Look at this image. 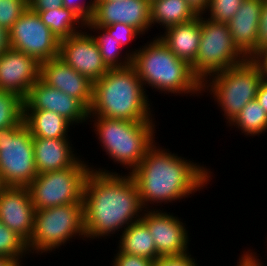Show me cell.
Listing matches in <instances>:
<instances>
[{"mask_svg": "<svg viewBox=\"0 0 267 266\" xmlns=\"http://www.w3.org/2000/svg\"><path fill=\"white\" fill-rule=\"evenodd\" d=\"M0 266H21L17 261L0 256Z\"/></svg>", "mask_w": 267, "mask_h": 266, "instance_id": "cell-43", "label": "cell"}, {"mask_svg": "<svg viewBox=\"0 0 267 266\" xmlns=\"http://www.w3.org/2000/svg\"><path fill=\"white\" fill-rule=\"evenodd\" d=\"M85 28L97 43L102 60L108 69L124 68L132 64V56L103 27L85 26Z\"/></svg>", "mask_w": 267, "mask_h": 266, "instance_id": "cell-25", "label": "cell"}, {"mask_svg": "<svg viewBox=\"0 0 267 266\" xmlns=\"http://www.w3.org/2000/svg\"><path fill=\"white\" fill-rule=\"evenodd\" d=\"M262 81L260 67L248 58L207 77L202 82V94L207 93L210 99L213 98L228 125L248 102L256 99Z\"/></svg>", "mask_w": 267, "mask_h": 266, "instance_id": "cell-6", "label": "cell"}, {"mask_svg": "<svg viewBox=\"0 0 267 266\" xmlns=\"http://www.w3.org/2000/svg\"><path fill=\"white\" fill-rule=\"evenodd\" d=\"M150 22L152 28L159 27L163 32L169 27L194 20L198 15L186 0H155L151 2Z\"/></svg>", "mask_w": 267, "mask_h": 266, "instance_id": "cell-24", "label": "cell"}, {"mask_svg": "<svg viewBox=\"0 0 267 266\" xmlns=\"http://www.w3.org/2000/svg\"><path fill=\"white\" fill-rule=\"evenodd\" d=\"M71 139L33 138L34 158L38 174L72 167L81 159L83 155L77 153Z\"/></svg>", "mask_w": 267, "mask_h": 266, "instance_id": "cell-20", "label": "cell"}, {"mask_svg": "<svg viewBox=\"0 0 267 266\" xmlns=\"http://www.w3.org/2000/svg\"><path fill=\"white\" fill-rule=\"evenodd\" d=\"M236 128L239 133L247 137L265 136L267 132V113L255 100L248 102L245 107L235 116V118L227 125ZM241 131V132H240ZM261 134V135H260Z\"/></svg>", "mask_w": 267, "mask_h": 266, "instance_id": "cell-27", "label": "cell"}, {"mask_svg": "<svg viewBox=\"0 0 267 266\" xmlns=\"http://www.w3.org/2000/svg\"><path fill=\"white\" fill-rule=\"evenodd\" d=\"M27 8V0H0V27L9 31Z\"/></svg>", "mask_w": 267, "mask_h": 266, "instance_id": "cell-32", "label": "cell"}, {"mask_svg": "<svg viewBox=\"0 0 267 266\" xmlns=\"http://www.w3.org/2000/svg\"><path fill=\"white\" fill-rule=\"evenodd\" d=\"M35 212L28 187H5L0 192V221L26 243L31 239Z\"/></svg>", "mask_w": 267, "mask_h": 266, "instance_id": "cell-17", "label": "cell"}, {"mask_svg": "<svg viewBox=\"0 0 267 266\" xmlns=\"http://www.w3.org/2000/svg\"><path fill=\"white\" fill-rule=\"evenodd\" d=\"M27 2L28 8L37 13L63 7V0H27Z\"/></svg>", "mask_w": 267, "mask_h": 266, "instance_id": "cell-36", "label": "cell"}, {"mask_svg": "<svg viewBox=\"0 0 267 266\" xmlns=\"http://www.w3.org/2000/svg\"><path fill=\"white\" fill-rule=\"evenodd\" d=\"M90 168L83 192L86 242L112 236L114 239V235L118 238L130 224L140 220L146 210L138 188L130 174L97 167V164Z\"/></svg>", "mask_w": 267, "mask_h": 266, "instance_id": "cell-1", "label": "cell"}, {"mask_svg": "<svg viewBox=\"0 0 267 266\" xmlns=\"http://www.w3.org/2000/svg\"><path fill=\"white\" fill-rule=\"evenodd\" d=\"M247 250V251H246ZM243 252V253H242ZM236 266H262V262L248 248L241 251Z\"/></svg>", "mask_w": 267, "mask_h": 266, "instance_id": "cell-38", "label": "cell"}, {"mask_svg": "<svg viewBox=\"0 0 267 266\" xmlns=\"http://www.w3.org/2000/svg\"><path fill=\"white\" fill-rule=\"evenodd\" d=\"M58 57L92 82L99 80L109 70L102 60L97 43L86 28L60 40Z\"/></svg>", "mask_w": 267, "mask_h": 266, "instance_id": "cell-14", "label": "cell"}, {"mask_svg": "<svg viewBox=\"0 0 267 266\" xmlns=\"http://www.w3.org/2000/svg\"><path fill=\"white\" fill-rule=\"evenodd\" d=\"M256 101L267 113V81L263 80L259 86L258 93L256 95Z\"/></svg>", "mask_w": 267, "mask_h": 266, "instance_id": "cell-41", "label": "cell"}, {"mask_svg": "<svg viewBox=\"0 0 267 266\" xmlns=\"http://www.w3.org/2000/svg\"><path fill=\"white\" fill-rule=\"evenodd\" d=\"M8 32L10 48L34 57L39 63L59 56L60 39L30 8L22 13Z\"/></svg>", "mask_w": 267, "mask_h": 266, "instance_id": "cell-11", "label": "cell"}, {"mask_svg": "<svg viewBox=\"0 0 267 266\" xmlns=\"http://www.w3.org/2000/svg\"><path fill=\"white\" fill-rule=\"evenodd\" d=\"M95 0H63V7L72 10L85 23L89 22L95 10Z\"/></svg>", "mask_w": 267, "mask_h": 266, "instance_id": "cell-34", "label": "cell"}, {"mask_svg": "<svg viewBox=\"0 0 267 266\" xmlns=\"http://www.w3.org/2000/svg\"><path fill=\"white\" fill-rule=\"evenodd\" d=\"M267 46V0H264L258 30V51Z\"/></svg>", "mask_w": 267, "mask_h": 266, "instance_id": "cell-37", "label": "cell"}, {"mask_svg": "<svg viewBox=\"0 0 267 266\" xmlns=\"http://www.w3.org/2000/svg\"><path fill=\"white\" fill-rule=\"evenodd\" d=\"M141 220L147 225L160 256L189 252L191 236L186 221L164 210H145Z\"/></svg>", "mask_w": 267, "mask_h": 266, "instance_id": "cell-12", "label": "cell"}, {"mask_svg": "<svg viewBox=\"0 0 267 266\" xmlns=\"http://www.w3.org/2000/svg\"><path fill=\"white\" fill-rule=\"evenodd\" d=\"M149 96L132 65L109 69L103 77L93 82L89 116L156 121Z\"/></svg>", "mask_w": 267, "mask_h": 266, "instance_id": "cell-3", "label": "cell"}, {"mask_svg": "<svg viewBox=\"0 0 267 266\" xmlns=\"http://www.w3.org/2000/svg\"><path fill=\"white\" fill-rule=\"evenodd\" d=\"M264 0H244L227 23L234 44L247 57L258 52V30Z\"/></svg>", "mask_w": 267, "mask_h": 266, "instance_id": "cell-19", "label": "cell"}, {"mask_svg": "<svg viewBox=\"0 0 267 266\" xmlns=\"http://www.w3.org/2000/svg\"><path fill=\"white\" fill-rule=\"evenodd\" d=\"M40 79L48 86L80 100L88 109L92 103L93 82L59 57L40 63Z\"/></svg>", "mask_w": 267, "mask_h": 266, "instance_id": "cell-18", "label": "cell"}, {"mask_svg": "<svg viewBox=\"0 0 267 266\" xmlns=\"http://www.w3.org/2000/svg\"><path fill=\"white\" fill-rule=\"evenodd\" d=\"M247 59L234 44L227 23L211 21L201 15V41L195 61L191 64L193 73L201 82Z\"/></svg>", "mask_w": 267, "mask_h": 266, "instance_id": "cell-9", "label": "cell"}, {"mask_svg": "<svg viewBox=\"0 0 267 266\" xmlns=\"http://www.w3.org/2000/svg\"><path fill=\"white\" fill-rule=\"evenodd\" d=\"M96 2L122 1V0H95Z\"/></svg>", "mask_w": 267, "mask_h": 266, "instance_id": "cell-46", "label": "cell"}, {"mask_svg": "<svg viewBox=\"0 0 267 266\" xmlns=\"http://www.w3.org/2000/svg\"><path fill=\"white\" fill-rule=\"evenodd\" d=\"M9 48V32L5 28L0 27V56Z\"/></svg>", "mask_w": 267, "mask_h": 266, "instance_id": "cell-42", "label": "cell"}, {"mask_svg": "<svg viewBox=\"0 0 267 266\" xmlns=\"http://www.w3.org/2000/svg\"><path fill=\"white\" fill-rule=\"evenodd\" d=\"M154 35L159 36L175 56L191 65L198 54L201 41V16Z\"/></svg>", "mask_w": 267, "mask_h": 266, "instance_id": "cell-21", "label": "cell"}, {"mask_svg": "<svg viewBox=\"0 0 267 266\" xmlns=\"http://www.w3.org/2000/svg\"><path fill=\"white\" fill-rule=\"evenodd\" d=\"M243 2L244 0H210L204 16L211 21L228 23Z\"/></svg>", "mask_w": 267, "mask_h": 266, "instance_id": "cell-30", "label": "cell"}, {"mask_svg": "<svg viewBox=\"0 0 267 266\" xmlns=\"http://www.w3.org/2000/svg\"><path fill=\"white\" fill-rule=\"evenodd\" d=\"M88 161L82 157L72 167L38 174L28 186L34 208L83 204L84 184L93 164Z\"/></svg>", "mask_w": 267, "mask_h": 266, "instance_id": "cell-8", "label": "cell"}, {"mask_svg": "<svg viewBox=\"0 0 267 266\" xmlns=\"http://www.w3.org/2000/svg\"><path fill=\"white\" fill-rule=\"evenodd\" d=\"M38 175L33 136L22 120L0 130V176L5 187H28Z\"/></svg>", "mask_w": 267, "mask_h": 266, "instance_id": "cell-10", "label": "cell"}, {"mask_svg": "<svg viewBox=\"0 0 267 266\" xmlns=\"http://www.w3.org/2000/svg\"><path fill=\"white\" fill-rule=\"evenodd\" d=\"M103 28L111 37L116 39V41L121 44L123 49H125L132 57L139 50V46H137L138 48L134 46V49L132 47L129 49V46H127L131 44V42H135L136 39L138 40V38H142V35L132 26L123 23H114Z\"/></svg>", "mask_w": 267, "mask_h": 266, "instance_id": "cell-31", "label": "cell"}, {"mask_svg": "<svg viewBox=\"0 0 267 266\" xmlns=\"http://www.w3.org/2000/svg\"><path fill=\"white\" fill-rule=\"evenodd\" d=\"M196 257L194 258L191 251L179 255L159 256L154 260L153 266H200Z\"/></svg>", "mask_w": 267, "mask_h": 266, "instance_id": "cell-33", "label": "cell"}, {"mask_svg": "<svg viewBox=\"0 0 267 266\" xmlns=\"http://www.w3.org/2000/svg\"><path fill=\"white\" fill-rule=\"evenodd\" d=\"M23 121L33 138L66 139L71 137L68 133L75 128L63 116L47 110H23Z\"/></svg>", "mask_w": 267, "mask_h": 266, "instance_id": "cell-22", "label": "cell"}, {"mask_svg": "<svg viewBox=\"0 0 267 266\" xmlns=\"http://www.w3.org/2000/svg\"><path fill=\"white\" fill-rule=\"evenodd\" d=\"M86 241L83 204H66L35 212L33 232L27 249L30 256L54 253L75 239ZM73 239V240H72ZM57 249V250H56Z\"/></svg>", "mask_w": 267, "mask_h": 266, "instance_id": "cell-7", "label": "cell"}, {"mask_svg": "<svg viewBox=\"0 0 267 266\" xmlns=\"http://www.w3.org/2000/svg\"><path fill=\"white\" fill-rule=\"evenodd\" d=\"M140 45L132 57V66L142 81L147 93L148 89L165 96L199 97L202 93V82L193 73L191 65L175 56L159 36ZM173 94V95H172Z\"/></svg>", "mask_w": 267, "mask_h": 266, "instance_id": "cell-4", "label": "cell"}, {"mask_svg": "<svg viewBox=\"0 0 267 266\" xmlns=\"http://www.w3.org/2000/svg\"><path fill=\"white\" fill-rule=\"evenodd\" d=\"M5 188L0 176V192Z\"/></svg>", "mask_w": 267, "mask_h": 266, "instance_id": "cell-45", "label": "cell"}, {"mask_svg": "<svg viewBox=\"0 0 267 266\" xmlns=\"http://www.w3.org/2000/svg\"><path fill=\"white\" fill-rule=\"evenodd\" d=\"M114 253V257L111 258L112 261L109 263L112 266H153L154 263V260L140 256L128 255L121 252L119 249L117 250V248Z\"/></svg>", "mask_w": 267, "mask_h": 266, "instance_id": "cell-35", "label": "cell"}, {"mask_svg": "<svg viewBox=\"0 0 267 266\" xmlns=\"http://www.w3.org/2000/svg\"><path fill=\"white\" fill-rule=\"evenodd\" d=\"M249 250L257 257V258H259L260 257V261L262 262V266H265V264L263 263V262H265V261H263L262 259H266V258H262L261 256H260V254H257V251L255 252L254 250L255 249H253L252 248V250H251V248H249ZM259 255V256H258ZM267 266V265H266Z\"/></svg>", "mask_w": 267, "mask_h": 266, "instance_id": "cell-44", "label": "cell"}, {"mask_svg": "<svg viewBox=\"0 0 267 266\" xmlns=\"http://www.w3.org/2000/svg\"><path fill=\"white\" fill-rule=\"evenodd\" d=\"M23 110L53 111L75 127L84 123L87 126L89 119V109L80 100L48 86L41 79L30 88L23 100Z\"/></svg>", "mask_w": 267, "mask_h": 266, "instance_id": "cell-13", "label": "cell"}, {"mask_svg": "<svg viewBox=\"0 0 267 266\" xmlns=\"http://www.w3.org/2000/svg\"><path fill=\"white\" fill-rule=\"evenodd\" d=\"M149 0H122L96 2L95 10L85 26L105 27L123 23L135 28L142 36L152 29Z\"/></svg>", "mask_w": 267, "mask_h": 266, "instance_id": "cell-15", "label": "cell"}, {"mask_svg": "<svg viewBox=\"0 0 267 266\" xmlns=\"http://www.w3.org/2000/svg\"><path fill=\"white\" fill-rule=\"evenodd\" d=\"M251 59L260 67L263 80L267 81V46L260 48Z\"/></svg>", "mask_w": 267, "mask_h": 266, "instance_id": "cell-39", "label": "cell"}, {"mask_svg": "<svg viewBox=\"0 0 267 266\" xmlns=\"http://www.w3.org/2000/svg\"><path fill=\"white\" fill-rule=\"evenodd\" d=\"M96 134L97 144L110 161L124 168L121 173L130 174L144 159L147 151L156 143L158 137L156 121H127L115 118L89 116ZM156 123V124H155ZM156 133V134H155ZM119 164V165H118ZM127 171V172H125Z\"/></svg>", "mask_w": 267, "mask_h": 266, "instance_id": "cell-5", "label": "cell"}, {"mask_svg": "<svg viewBox=\"0 0 267 266\" xmlns=\"http://www.w3.org/2000/svg\"><path fill=\"white\" fill-rule=\"evenodd\" d=\"M23 120V99L0 90V130L15 127Z\"/></svg>", "mask_w": 267, "mask_h": 266, "instance_id": "cell-29", "label": "cell"}, {"mask_svg": "<svg viewBox=\"0 0 267 266\" xmlns=\"http://www.w3.org/2000/svg\"><path fill=\"white\" fill-rule=\"evenodd\" d=\"M40 79V63L24 52L9 48L0 56V90L23 100Z\"/></svg>", "mask_w": 267, "mask_h": 266, "instance_id": "cell-16", "label": "cell"}, {"mask_svg": "<svg viewBox=\"0 0 267 266\" xmlns=\"http://www.w3.org/2000/svg\"><path fill=\"white\" fill-rule=\"evenodd\" d=\"M179 155L157 141L130 173L146 210H164L163 204L185 201L213 182L212 168Z\"/></svg>", "mask_w": 267, "mask_h": 266, "instance_id": "cell-2", "label": "cell"}, {"mask_svg": "<svg viewBox=\"0 0 267 266\" xmlns=\"http://www.w3.org/2000/svg\"><path fill=\"white\" fill-rule=\"evenodd\" d=\"M0 256L17 261L21 266L30 256L27 243L0 221Z\"/></svg>", "mask_w": 267, "mask_h": 266, "instance_id": "cell-28", "label": "cell"}, {"mask_svg": "<svg viewBox=\"0 0 267 266\" xmlns=\"http://www.w3.org/2000/svg\"><path fill=\"white\" fill-rule=\"evenodd\" d=\"M187 4L193 9V11L198 15L206 14L209 7L210 0H186Z\"/></svg>", "mask_w": 267, "mask_h": 266, "instance_id": "cell-40", "label": "cell"}, {"mask_svg": "<svg viewBox=\"0 0 267 266\" xmlns=\"http://www.w3.org/2000/svg\"><path fill=\"white\" fill-rule=\"evenodd\" d=\"M42 22L60 40L79 33L85 28V22L72 10L65 7L39 11Z\"/></svg>", "mask_w": 267, "mask_h": 266, "instance_id": "cell-26", "label": "cell"}, {"mask_svg": "<svg viewBox=\"0 0 267 266\" xmlns=\"http://www.w3.org/2000/svg\"><path fill=\"white\" fill-rule=\"evenodd\" d=\"M266 238H267V237H266ZM264 243H266V246H267V239L265 240ZM266 248H267V247H266ZM265 253H267V249H266Z\"/></svg>", "mask_w": 267, "mask_h": 266, "instance_id": "cell-47", "label": "cell"}, {"mask_svg": "<svg viewBox=\"0 0 267 266\" xmlns=\"http://www.w3.org/2000/svg\"><path fill=\"white\" fill-rule=\"evenodd\" d=\"M118 239L117 249L125 254L150 260H156L160 256L147 225L141 219L130 224Z\"/></svg>", "mask_w": 267, "mask_h": 266, "instance_id": "cell-23", "label": "cell"}]
</instances>
